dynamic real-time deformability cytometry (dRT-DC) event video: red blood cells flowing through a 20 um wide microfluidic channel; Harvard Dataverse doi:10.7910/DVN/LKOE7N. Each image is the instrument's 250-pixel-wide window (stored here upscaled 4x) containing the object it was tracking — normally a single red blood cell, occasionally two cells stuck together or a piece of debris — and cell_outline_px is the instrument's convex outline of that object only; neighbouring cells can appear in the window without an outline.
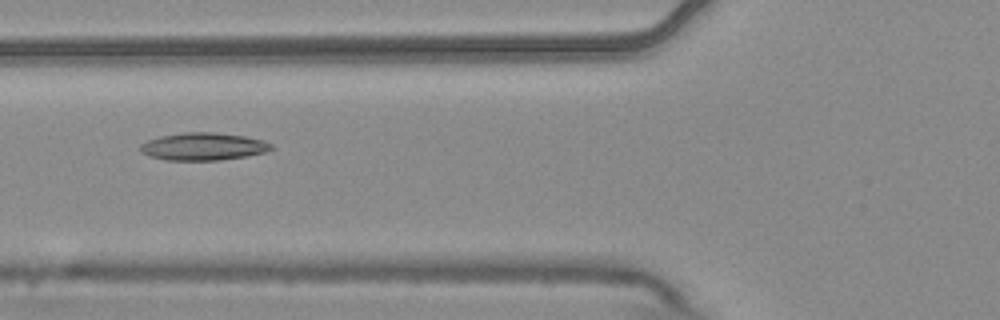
{"species": "common noctule bat (a hibernating species)", "species_latin": "Nyctalus noctula", "temperature_condition": "warm", "stored_images_in_passage": 6, "camera_frame_rate_fps": 3000, "um_per_image_px": 0.085, "animal": {"sex": "male", "body_mass_g": 20.4}, "frame": {"image": 1, "passage_image": 6, "time_ms": 1.667, "image_size_px": [1000, 320], "cell_outline_px": [[272, 148], [268, 152], [248, 156], [220, 160], [164, 160], [140, 152], [140, 144], [148, 140], [160, 136], [184, 132], [216, 132], [244, 136], [264, 140], [272, 144]], "centroid_in_image_um": [17.3, 12.45], "position_along_channel_um": 108.5, "area_um2": 21.15}}